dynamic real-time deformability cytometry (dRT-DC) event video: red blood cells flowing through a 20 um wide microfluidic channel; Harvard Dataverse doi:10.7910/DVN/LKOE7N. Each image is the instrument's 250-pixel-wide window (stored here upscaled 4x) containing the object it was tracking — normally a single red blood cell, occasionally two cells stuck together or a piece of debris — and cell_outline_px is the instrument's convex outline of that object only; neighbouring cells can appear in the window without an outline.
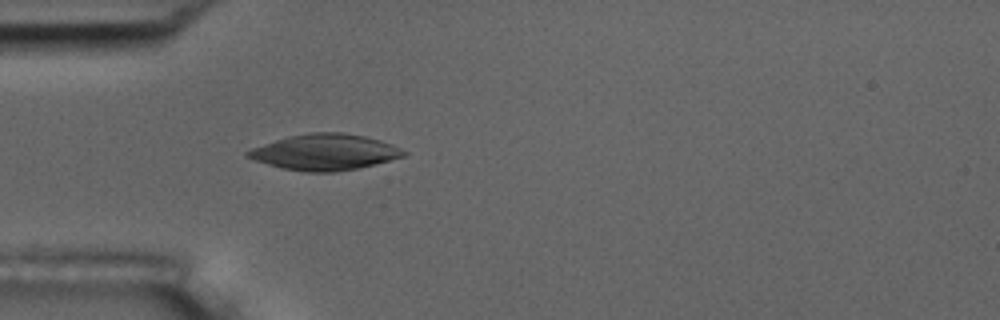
{"species": "common noctule bat (a hibernating species)", "species_latin": "Nyctalus noctula", "temperature_condition": "room temperature", "stored_images_in_passage": 40, "camera_frame_rate_fps": 3000, "um_per_image_px": 0.085, "animal": {"sex": "male", "body_mass_g": 17.5, "forearm_length_mm": 52.3}, "frame": {"image": 1, "passage_image": 2, "time_ms": 0.333, "image_size_px": [1000, 320], "cell_outline_px": [[408, 156], [360, 168], [336, 172], [304, 172], [284, 168], [268, 164], [244, 156], [244, 152], [252, 148], [288, 136], [312, 132], [344, 132], [364, 136], [380, 140], [392, 144], [408, 152]], "centroid_in_image_um": [27.66, 12.93], "position_along_channel_um": 57.3, "area_um2": 32.83}}
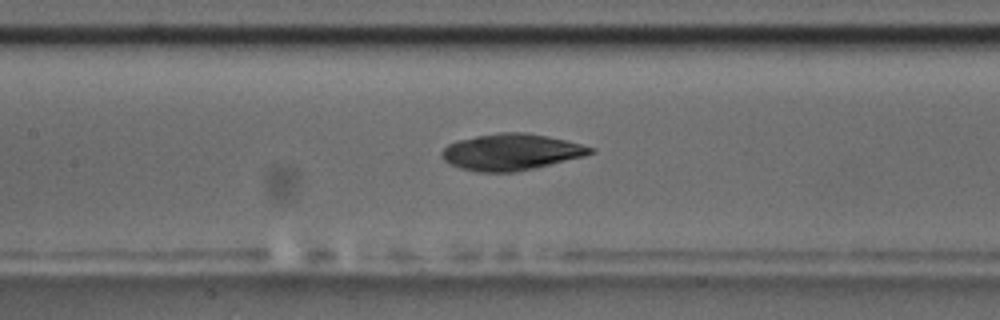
{"frame": {"image": 2, "passage_image": 11, "time_ms": 3.333, "image_size_px": [1000, 320], "cell_outline_px": [[596, 152], [584, 156], [536, 168], [516, 172], [480, 172], [460, 168], [444, 160], [440, 156], [440, 152], [448, 144], [456, 140], [476, 136], [500, 132], [524, 132], [548, 136], [596, 148]], "centroid_in_image_um": [43.45, 12.92], "position_along_channel_um": 164.0, "area_um2": 31.62}}
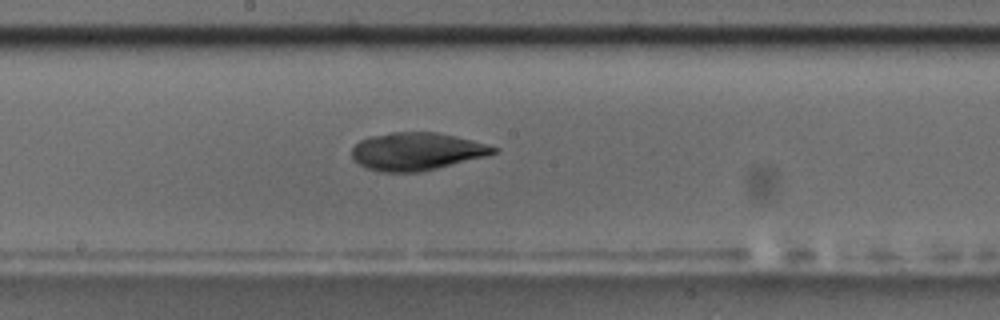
{"frame": {"image": 3, "passage_image": 15, "time_ms": 4.667, "image_size_px": [1000, 320], "cell_outline_px": [[500, 148], [496, 152], [484, 156], [420, 172], [380, 172], [364, 168], [352, 156], [352, 148], [360, 140], [368, 136], [392, 132], [436, 132], [456, 136], [472, 140]], "centroid_in_image_um": [35.38, 12.86], "position_along_channel_um": 212.8, "area_um2": 30.98}}